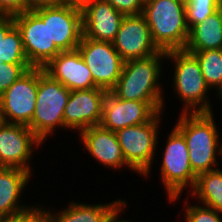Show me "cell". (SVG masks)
Returning a JSON list of instances; mask_svg holds the SVG:
<instances>
[{
  "label": "cell",
  "instance_id": "cell-1",
  "mask_svg": "<svg viewBox=\"0 0 222 222\" xmlns=\"http://www.w3.org/2000/svg\"><path fill=\"white\" fill-rule=\"evenodd\" d=\"M175 127L186 140L193 172L199 175L216 170L213 167L218 166L216 156L222 155V145L213 112H182Z\"/></svg>",
  "mask_w": 222,
  "mask_h": 222
},
{
  "label": "cell",
  "instance_id": "cell-2",
  "mask_svg": "<svg viewBox=\"0 0 222 222\" xmlns=\"http://www.w3.org/2000/svg\"><path fill=\"white\" fill-rule=\"evenodd\" d=\"M163 58L166 52L160 50L145 58L124 61L121 76L110 92L122 100L164 101L159 84Z\"/></svg>",
  "mask_w": 222,
  "mask_h": 222
},
{
  "label": "cell",
  "instance_id": "cell-3",
  "mask_svg": "<svg viewBox=\"0 0 222 222\" xmlns=\"http://www.w3.org/2000/svg\"><path fill=\"white\" fill-rule=\"evenodd\" d=\"M142 15L159 50L168 52L185 48L189 28L183 3L176 0H146Z\"/></svg>",
  "mask_w": 222,
  "mask_h": 222
},
{
  "label": "cell",
  "instance_id": "cell-4",
  "mask_svg": "<svg viewBox=\"0 0 222 222\" xmlns=\"http://www.w3.org/2000/svg\"><path fill=\"white\" fill-rule=\"evenodd\" d=\"M70 90L38 67V90L31 122L27 125L43 142L54 129L64 128V108ZM61 126V127H60Z\"/></svg>",
  "mask_w": 222,
  "mask_h": 222
},
{
  "label": "cell",
  "instance_id": "cell-5",
  "mask_svg": "<svg viewBox=\"0 0 222 222\" xmlns=\"http://www.w3.org/2000/svg\"><path fill=\"white\" fill-rule=\"evenodd\" d=\"M166 58L174 61L173 85L176 94L184 103L183 113L212 112L209 91L197 58L187 51L171 50Z\"/></svg>",
  "mask_w": 222,
  "mask_h": 222
},
{
  "label": "cell",
  "instance_id": "cell-6",
  "mask_svg": "<svg viewBox=\"0 0 222 222\" xmlns=\"http://www.w3.org/2000/svg\"><path fill=\"white\" fill-rule=\"evenodd\" d=\"M165 150L162 157L161 181L165 186L170 202H175L184 189L191 187L192 190L197 175L193 172L189 151L183 134L174 126L168 135Z\"/></svg>",
  "mask_w": 222,
  "mask_h": 222
},
{
  "label": "cell",
  "instance_id": "cell-7",
  "mask_svg": "<svg viewBox=\"0 0 222 222\" xmlns=\"http://www.w3.org/2000/svg\"><path fill=\"white\" fill-rule=\"evenodd\" d=\"M20 30L27 60L32 67L43 68L61 51L50 45L49 7L25 11L13 16Z\"/></svg>",
  "mask_w": 222,
  "mask_h": 222
},
{
  "label": "cell",
  "instance_id": "cell-8",
  "mask_svg": "<svg viewBox=\"0 0 222 222\" xmlns=\"http://www.w3.org/2000/svg\"><path fill=\"white\" fill-rule=\"evenodd\" d=\"M161 113H157L149 122L125 127L115 132L126 163L143 176H147L151 171L159 140L157 134Z\"/></svg>",
  "mask_w": 222,
  "mask_h": 222
},
{
  "label": "cell",
  "instance_id": "cell-9",
  "mask_svg": "<svg viewBox=\"0 0 222 222\" xmlns=\"http://www.w3.org/2000/svg\"><path fill=\"white\" fill-rule=\"evenodd\" d=\"M77 50L90 69L95 85L110 91L118 82L124 64L113 43L82 36Z\"/></svg>",
  "mask_w": 222,
  "mask_h": 222
},
{
  "label": "cell",
  "instance_id": "cell-10",
  "mask_svg": "<svg viewBox=\"0 0 222 222\" xmlns=\"http://www.w3.org/2000/svg\"><path fill=\"white\" fill-rule=\"evenodd\" d=\"M37 90L38 67H32L0 96L3 122L28 125L35 110Z\"/></svg>",
  "mask_w": 222,
  "mask_h": 222
},
{
  "label": "cell",
  "instance_id": "cell-11",
  "mask_svg": "<svg viewBox=\"0 0 222 222\" xmlns=\"http://www.w3.org/2000/svg\"><path fill=\"white\" fill-rule=\"evenodd\" d=\"M164 101L122 100L107 92L102 111L100 125L110 131L144 124L157 113L162 112Z\"/></svg>",
  "mask_w": 222,
  "mask_h": 222
},
{
  "label": "cell",
  "instance_id": "cell-12",
  "mask_svg": "<svg viewBox=\"0 0 222 222\" xmlns=\"http://www.w3.org/2000/svg\"><path fill=\"white\" fill-rule=\"evenodd\" d=\"M42 143L27 125L2 122L0 125V167L21 168L31 173L29 160L32 159L33 149Z\"/></svg>",
  "mask_w": 222,
  "mask_h": 222
},
{
  "label": "cell",
  "instance_id": "cell-13",
  "mask_svg": "<svg viewBox=\"0 0 222 222\" xmlns=\"http://www.w3.org/2000/svg\"><path fill=\"white\" fill-rule=\"evenodd\" d=\"M107 92L100 87L71 91L63 113L64 128L77 129L80 133L91 126L100 125Z\"/></svg>",
  "mask_w": 222,
  "mask_h": 222
},
{
  "label": "cell",
  "instance_id": "cell-14",
  "mask_svg": "<svg viewBox=\"0 0 222 222\" xmlns=\"http://www.w3.org/2000/svg\"><path fill=\"white\" fill-rule=\"evenodd\" d=\"M112 43L124 61L145 58L160 51L142 14L125 16Z\"/></svg>",
  "mask_w": 222,
  "mask_h": 222
},
{
  "label": "cell",
  "instance_id": "cell-15",
  "mask_svg": "<svg viewBox=\"0 0 222 222\" xmlns=\"http://www.w3.org/2000/svg\"><path fill=\"white\" fill-rule=\"evenodd\" d=\"M50 45L61 52L76 50L83 36L82 10L63 3L49 7Z\"/></svg>",
  "mask_w": 222,
  "mask_h": 222
},
{
  "label": "cell",
  "instance_id": "cell-16",
  "mask_svg": "<svg viewBox=\"0 0 222 222\" xmlns=\"http://www.w3.org/2000/svg\"><path fill=\"white\" fill-rule=\"evenodd\" d=\"M83 37L113 42L125 15L106 0H91L82 8Z\"/></svg>",
  "mask_w": 222,
  "mask_h": 222
},
{
  "label": "cell",
  "instance_id": "cell-17",
  "mask_svg": "<svg viewBox=\"0 0 222 222\" xmlns=\"http://www.w3.org/2000/svg\"><path fill=\"white\" fill-rule=\"evenodd\" d=\"M43 69L70 91L97 87L90 69L77 49L60 52Z\"/></svg>",
  "mask_w": 222,
  "mask_h": 222
},
{
  "label": "cell",
  "instance_id": "cell-18",
  "mask_svg": "<svg viewBox=\"0 0 222 222\" xmlns=\"http://www.w3.org/2000/svg\"><path fill=\"white\" fill-rule=\"evenodd\" d=\"M79 136L84 148L100 164L114 169L125 165L134 171L125 161L115 132L96 125L81 131Z\"/></svg>",
  "mask_w": 222,
  "mask_h": 222
},
{
  "label": "cell",
  "instance_id": "cell-19",
  "mask_svg": "<svg viewBox=\"0 0 222 222\" xmlns=\"http://www.w3.org/2000/svg\"><path fill=\"white\" fill-rule=\"evenodd\" d=\"M30 177L31 173L24 169L0 167V218L29 208V205H20L18 200Z\"/></svg>",
  "mask_w": 222,
  "mask_h": 222
},
{
  "label": "cell",
  "instance_id": "cell-20",
  "mask_svg": "<svg viewBox=\"0 0 222 222\" xmlns=\"http://www.w3.org/2000/svg\"><path fill=\"white\" fill-rule=\"evenodd\" d=\"M125 203L120 199L93 205L72 201L61 212H50L51 222H107Z\"/></svg>",
  "mask_w": 222,
  "mask_h": 222
},
{
  "label": "cell",
  "instance_id": "cell-21",
  "mask_svg": "<svg viewBox=\"0 0 222 222\" xmlns=\"http://www.w3.org/2000/svg\"><path fill=\"white\" fill-rule=\"evenodd\" d=\"M222 49V7L189 30L185 51Z\"/></svg>",
  "mask_w": 222,
  "mask_h": 222
},
{
  "label": "cell",
  "instance_id": "cell-22",
  "mask_svg": "<svg viewBox=\"0 0 222 222\" xmlns=\"http://www.w3.org/2000/svg\"><path fill=\"white\" fill-rule=\"evenodd\" d=\"M0 62L29 64L24 51L22 35L13 16L0 15Z\"/></svg>",
  "mask_w": 222,
  "mask_h": 222
},
{
  "label": "cell",
  "instance_id": "cell-23",
  "mask_svg": "<svg viewBox=\"0 0 222 222\" xmlns=\"http://www.w3.org/2000/svg\"><path fill=\"white\" fill-rule=\"evenodd\" d=\"M191 192L192 196L201 200L202 205L222 212V171L220 168L197 175Z\"/></svg>",
  "mask_w": 222,
  "mask_h": 222
},
{
  "label": "cell",
  "instance_id": "cell-24",
  "mask_svg": "<svg viewBox=\"0 0 222 222\" xmlns=\"http://www.w3.org/2000/svg\"><path fill=\"white\" fill-rule=\"evenodd\" d=\"M187 52L197 58L207 86L216 88L219 99H222V49Z\"/></svg>",
  "mask_w": 222,
  "mask_h": 222
},
{
  "label": "cell",
  "instance_id": "cell-25",
  "mask_svg": "<svg viewBox=\"0 0 222 222\" xmlns=\"http://www.w3.org/2000/svg\"><path fill=\"white\" fill-rule=\"evenodd\" d=\"M222 7V0H190L185 5L186 22L189 30L196 24L203 22Z\"/></svg>",
  "mask_w": 222,
  "mask_h": 222
},
{
  "label": "cell",
  "instance_id": "cell-26",
  "mask_svg": "<svg viewBox=\"0 0 222 222\" xmlns=\"http://www.w3.org/2000/svg\"><path fill=\"white\" fill-rule=\"evenodd\" d=\"M30 68V64L0 62V96Z\"/></svg>",
  "mask_w": 222,
  "mask_h": 222
},
{
  "label": "cell",
  "instance_id": "cell-27",
  "mask_svg": "<svg viewBox=\"0 0 222 222\" xmlns=\"http://www.w3.org/2000/svg\"><path fill=\"white\" fill-rule=\"evenodd\" d=\"M186 205L185 222H222V218H220L222 212L204 205Z\"/></svg>",
  "mask_w": 222,
  "mask_h": 222
},
{
  "label": "cell",
  "instance_id": "cell-28",
  "mask_svg": "<svg viewBox=\"0 0 222 222\" xmlns=\"http://www.w3.org/2000/svg\"><path fill=\"white\" fill-rule=\"evenodd\" d=\"M32 206L22 212L1 217L0 222H51L50 211Z\"/></svg>",
  "mask_w": 222,
  "mask_h": 222
},
{
  "label": "cell",
  "instance_id": "cell-29",
  "mask_svg": "<svg viewBox=\"0 0 222 222\" xmlns=\"http://www.w3.org/2000/svg\"><path fill=\"white\" fill-rule=\"evenodd\" d=\"M118 12L125 16L140 15L143 12V7L146 0H106Z\"/></svg>",
  "mask_w": 222,
  "mask_h": 222
},
{
  "label": "cell",
  "instance_id": "cell-30",
  "mask_svg": "<svg viewBox=\"0 0 222 222\" xmlns=\"http://www.w3.org/2000/svg\"><path fill=\"white\" fill-rule=\"evenodd\" d=\"M25 11V0H0L1 16H15Z\"/></svg>",
  "mask_w": 222,
  "mask_h": 222
},
{
  "label": "cell",
  "instance_id": "cell-31",
  "mask_svg": "<svg viewBox=\"0 0 222 222\" xmlns=\"http://www.w3.org/2000/svg\"><path fill=\"white\" fill-rule=\"evenodd\" d=\"M65 3L64 0H25L26 11H34L42 7L58 6Z\"/></svg>",
  "mask_w": 222,
  "mask_h": 222
},
{
  "label": "cell",
  "instance_id": "cell-32",
  "mask_svg": "<svg viewBox=\"0 0 222 222\" xmlns=\"http://www.w3.org/2000/svg\"><path fill=\"white\" fill-rule=\"evenodd\" d=\"M127 203H125L107 222H127L128 220H120L118 217H119V214H122V210L127 206L126 205ZM123 208V209H122Z\"/></svg>",
  "mask_w": 222,
  "mask_h": 222
},
{
  "label": "cell",
  "instance_id": "cell-33",
  "mask_svg": "<svg viewBox=\"0 0 222 222\" xmlns=\"http://www.w3.org/2000/svg\"><path fill=\"white\" fill-rule=\"evenodd\" d=\"M64 1L65 3L82 8L86 3L90 2L91 0H64Z\"/></svg>",
  "mask_w": 222,
  "mask_h": 222
},
{
  "label": "cell",
  "instance_id": "cell-34",
  "mask_svg": "<svg viewBox=\"0 0 222 222\" xmlns=\"http://www.w3.org/2000/svg\"><path fill=\"white\" fill-rule=\"evenodd\" d=\"M178 2L183 3L184 5L188 4L190 0H176Z\"/></svg>",
  "mask_w": 222,
  "mask_h": 222
},
{
  "label": "cell",
  "instance_id": "cell-35",
  "mask_svg": "<svg viewBox=\"0 0 222 222\" xmlns=\"http://www.w3.org/2000/svg\"><path fill=\"white\" fill-rule=\"evenodd\" d=\"M3 120H2V116H1V112H0V125L2 124Z\"/></svg>",
  "mask_w": 222,
  "mask_h": 222
}]
</instances>
